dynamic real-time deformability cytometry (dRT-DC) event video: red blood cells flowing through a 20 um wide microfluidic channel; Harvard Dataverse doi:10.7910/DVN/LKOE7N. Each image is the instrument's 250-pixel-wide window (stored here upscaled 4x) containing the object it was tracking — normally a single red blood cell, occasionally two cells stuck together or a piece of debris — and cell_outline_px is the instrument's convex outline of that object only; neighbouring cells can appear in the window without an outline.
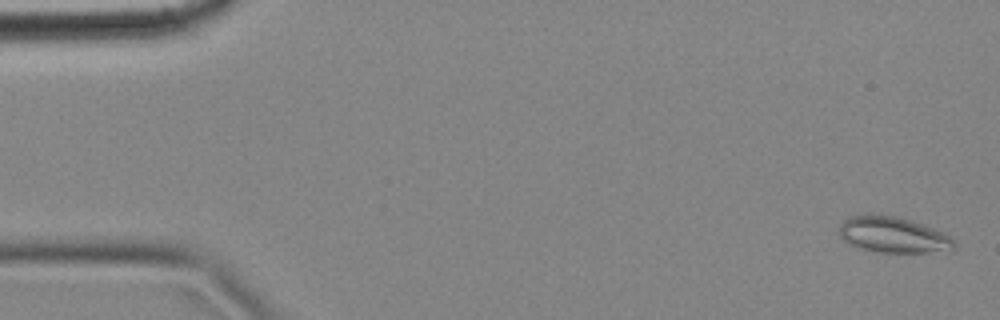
{"species": "common noctule bat (a hibernating species)", "species_latin": "Nyctalus noctula", "temperature_condition": "cold", "stored_images_in_passage": 4, "camera_frame_rate_fps": 3000, "um_per_image_px": 0.085, "animal": {"sex": "female", "body_mass_g": 18.4}, "frame": {"image": 1, "passage_image": 1, "time_ms": 0.0, "image_size_px": [1000, 320], "cell_outline_px": [[956, 248], [928, 252], [880, 252], [860, 248], [844, 240], [840, 236], [840, 224], [844, 220], [852, 216], [896, 216], [932, 228], [948, 236], [956, 244]], "centroid_in_image_um": [75.9, 19.98], "position_along_channel_um": 9.1, "area_um2": 23.06}}